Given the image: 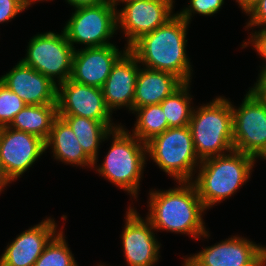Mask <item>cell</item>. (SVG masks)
<instances>
[{
	"mask_svg": "<svg viewBox=\"0 0 266 266\" xmlns=\"http://www.w3.org/2000/svg\"><path fill=\"white\" fill-rule=\"evenodd\" d=\"M189 23L177 13L163 26L143 35L128 50L143 67L168 72L191 83L192 66L186 54Z\"/></svg>",
	"mask_w": 266,
	"mask_h": 266,
	"instance_id": "obj_1",
	"label": "cell"
},
{
	"mask_svg": "<svg viewBox=\"0 0 266 266\" xmlns=\"http://www.w3.org/2000/svg\"><path fill=\"white\" fill-rule=\"evenodd\" d=\"M178 187L149 192L147 219L156 231L192 236L195 240L210 235L203 214L206 211L192 182H178Z\"/></svg>",
	"mask_w": 266,
	"mask_h": 266,
	"instance_id": "obj_2",
	"label": "cell"
},
{
	"mask_svg": "<svg viewBox=\"0 0 266 266\" xmlns=\"http://www.w3.org/2000/svg\"><path fill=\"white\" fill-rule=\"evenodd\" d=\"M255 159L233 149L229 154L201 160L197 178L191 182L206 210L231 197L251 178Z\"/></svg>",
	"mask_w": 266,
	"mask_h": 266,
	"instance_id": "obj_3",
	"label": "cell"
},
{
	"mask_svg": "<svg viewBox=\"0 0 266 266\" xmlns=\"http://www.w3.org/2000/svg\"><path fill=\"white\" fill-rule=\"evenodd\" d=\"M192 111L189 127L200 160L220 156L234 149L231 102L219 96Z\"/></svg>",
	"mask_w": 266,
	"mask_h": 266,
	"instance_id": "obj_4",
	"label": "cell"
},
{
	"mask_svg": "<svg viewBox=\"0 0 266 266\" xmlns=\"http://www.w3.org/2000/svg\"><path fill=\"white\" fill-rule=\"evenodd\" d=\"M123 127L121 125L111 131V148L103 163L93 165V168L96 167L99 175L136 199L147 159L146 143Z\"/></svg>",
	"mask_w": 266,
	"mask_h": 266,
	"instance_id": "obj_5",
	"label": "cell"
},
{
	"mask_svg": "<svg viewBox=\"0 0 266 266\" xmlns=\"http://www.w3.org/2000/svg\"><path fill=\"white\" fill-rule=\"evenodd\" d=\"M147 155L177 182H191L201 160L196 155L189 125L168 128L146 143ZM194 172V173H193Z\"/></svg>",
	"mask_w": 266,
	"mask_h": 266,
	"instance_id": "obj_6",
	"label": "cell"
},
{
	"mask_svg": "<svg viewBox=\"0 0 266 266\" xmlns=\"http://www.w3.org/2000/svg\"><path fill=\"white\" fill-rule=\"evenodd\" d=\"M22 62L48 77L57 86L70 78L74 48L64 31L46 32L30 39ZM57 79V80H56Z\"/></svg>",
	"mask_w": 266,
	"mask_h": 266,
	"instance_id": "obj_7",
	"label": "cell"
},
{
	"mask_svg": "<svg viewBox=\"0 0 266 266\" xmlns=\"http://www.w3.org/2000/svg\"><path fill=\"white\" fill-rule=\"evenodd\" d=\"M117 29V7L112 0L92 6L75 8L63 31L74 50L75 44L100 47L110 43Z\"/></svg>",
	"mask_w": 266,
	"mask_h": 266,
	"instance_id": "obj_8",
	"label": "cell"
},
{
	"mask_svg": "<svg viewBox=\"0 0 266 266\" xmlns=\"http://www.w3.org/2000/svg\"><path fill=\"white\" fill-rule=\"evenodd\" d=\"M233 114L234 150L259 158L266 150V103L249 89Z\"/></svg>",
	"mask_w": 266,
	"mask_h": 266,
	"instance_id": "obj_9",
	"label": "cell"
},
{
	"mask_svg": "<svg viewBox=\"0 0 266 266\" xmlns=\"http://www.w3.org/2000/svg\"><path fill=\"white\" fill-rule=\"evenodd\" d=\"M183 266H266V247L233 236L184 257Z\"/></svg>",
	"mask_w": 266,
	"mask_h": 266,
	"instance_id": "obj_10",
	"label": "cell"
},
{
	"mask_svg": "<svg viewBox=\"0 0 266 266\" xmlns=\"http://www.w3.org/2000/svg\"><path fill=\"white\" fill-rule=\"evenodd\" d=\"M174 0L132 1L117 10V29L126 35L127 48L145 34L163 26L173 14Z\"/></svg>",
	"mask_w": 266,
	"mask_h": 266,
	"instance_id": "obj_11",
	"label": "cell"
},
{
	"mask_svg": "<svg viewBox=\"0 0 266 266\" xmlns=\"http://www.w3.org/2000/svg\"><path fill=\"white\" fill-rule=\"evenodd\" d=\"M57 111L58 115L85 117L101 121L105 125H114L102 89L70 78L57 86Z\"/></svg>",
	"mask_w": 266,
	"mask_h": 266,
	"instance_id": "obj_12",
	"label": "cell"
},
{
	"mask_svg": "<svg viewBox=\"0 0 266 266\" xmlns=\"http://www.w3.org/2000/svg\"><path fill=\"white\" fill-rule=\"evenodd\" d=\"M45 151L41 138L8 126L0 127V164L12 181L32 167Z\"/></svg>",
	"mask_w": 266,
	"mask_h": 266,
	"instance_id": "obj_13",
	"label": "cell"
},
{
	"mask_svg": "<svg viewBox=\"0 0 266 266\" xmlns=\"http://www.w3.org/2000/svg\"><path fill=\"white\" fill-rule=\"evenodd\" d=\"M128 208L121 235L126 263L128 266H155L160 257L161 246L155 237V229L133 207Z\"/></svg>",
	"mask_w": 266,
	"mask_h": 266,
	"instance_id": "obj_14",
	"label": "cell"
},
{
	"mask_svg": "<svg viewBox=\"0 0 266 266\" xmlns=\"http://www.w3.org/2000/svg\"><path fill=\"white\" fill-rule=\"evenodd\" d=\"M127 50L125 46L123 51H119L114 44L75 49L70 79L88 86L102 88L113 65Z\"/></svg>",
	"mask_w": 266,
	"mask_h": 266,
	"instance_id": "obj_15",
	"label": "cell"
},
{
	"mask_svg": "<svg viewBox=\"0 0 266 266\" xmlns=\"http://www.w3.org/2000/svg\"><path fill=\"white\" fill-rule=\"evenodd\" d=\"M58 232L56 222L50 217L23 231L8 243L0 256V266H34L45 246Z\"/></svg>",
	"mask_w": 266,
	"mask_h": 266,
	"instance_id": "obj_16",
	"label": "cell"
},
{
	"mask_svg": "<svg viewBox=\"0 0 266 266\" xmlns=\"http://www.w3.org/2000/svg\"><path fill=\"white\" fill-rule=\"evenodd\" d=\"M0 81L26 105L57 104V85L21 59Z\"/></svg>",
	"mask_w": 266,
	"mask_h": 266,
	"instance_id": "obj_17",
	"label": "cell"
},
{
	"mask_svg": "<svg viewBox=\"0 0 266 266\" xmlns=\"http://www.w3.org/2000/svg\"><path fill=\"white\" fill-rule=\"evenodd\" d=\"M139 64L136 57L127 50L113 65L101 88L105 104L111 113L113 109L115 111L123 107L133 111L136 81L141 67Z\"/></svg>",
	"mask_w": 266,
	"mask_h": 266,
	"instance_id": "obj_18",
	"label": "cell"
},
{
	"mask_svg": "<svg viewBox=\"0 0 266 266\" xmlns=\"http://www.w3.org/2000/svg\"><path fill=\"white\" fill-rule=\"evenodd\" d=\"M182 84L183 82L174 74L140 67L135 87L133 112L146 105L160 104Z\"/></svg>",
	"mask_w": 266,
	"mask_h": 266,
	"instance_id": "obj_19",
	"label": "cell"
},
{
	"mask_svg": "<svg viewBox=\"0 0 266 266\" xmlns=\"http://www.w3.org/2000/svg\"><path fill=\"white\" fill-rule=\"evenodd\" d=\"M52 148L54 159L80 167H93L94 161L84 152L69 124L57 116L52 124L45 150Z\"/></svg>",
	"mask_w": 266,
	"mask_h": 266,
	"instance_id": "obj_20",
	"label": "cell"
},
{
	"mask_svg": "<svg viewBox=\"0 0 266 266\" xmlns=\"http://www.w3.org/2000/svg\"><path fill=\"white\" fill-rule=\"evenodd\" d=\"M71 127L84 152L94 161L98 160V148L102 141L111 137V131L120 125H105L101 121L73 115H58Z\"/></svg>",
	"mask_w": 266,
	"mask_h": 266,
	"instance_id": "obj_21",
	"label": "cell"
},
{
	"mask_svg": "<svg viewBox=\"0 0 266 266\" xmlns=\"http://www.w3.org/2000/svg\"><path fill=\"white\" fill-rule=\"evenodd\" d=\"M57 116V104L26 105L8 127L35 135L45 142Z\"/></svg>",
	"mask_w": 266,
	"mask_h": 266,
	"instance_id": "obj_22",
	"label": "cell"
},
{
	"mask_svg": "<svg viewBox=\"0 0 266 266\" xmlns=\"http://www.w3.org/2000/svg\"><path fill=\"white\" fill-rule=\"evenodd\" d=\"M189 85H191L190 82L183 83L160 103L169 128L189 125L194 108L191 106Z\"/></svg>",
	"mask_w": 266,
	"mask_h": 266,
	"instance_id": "obj_23",
	"label": "cell"
},
{
	"mask_svg": "<svg viewBox=\"0 0 266 266\" xmlns=\"http://www.w3.org/2000/svg\"><path fill=\"white\" fill-rule=\"evenodd\" d=\"M132 113L137 116L132 134L144 143L169 128L160 104L146 105Z\"/></svg>",
	"mask_w": 266,
	"mask_h": 266,
	"instance_id": "obj_24",
	"label": "cell"
},
{
	"mask_svg": "<svg viewBox=\"0 0 266 266\" xmlns=\"http://www.w3.org/2000/svg\"><path fill=\"white\" fill-rule=\"evenodd\" d=\"M62 230L45 246L34 266H78Z\"/></svg>",
	"mask_w": 266,
	"mask_h": 266,
	"instance_id": "obj_25",
	"label": "cell"
},
{
	"mask_svg": "<svg viewBox=\"0 0 266 266\" xmlns=\"http://www.w3.org/2000/svg\"><path fill=\"white\" fill-rule=\"evenodd\" d=\"M26 104L0 81V127L9 126Z\"/></svg>",
	"mask_w": 266,
	"mask_h": 266,
	"instance_id": "obj_26",
	"label": "cell"
},
{
	"mask_svg": "<svg viewBox=\"0 0 266 266\" xmlns=\"http://www.w3.org/2000/svg\"><path fill=\"white\" fill-rule=\"evenodd\" d=\"M189 4L188 7H184L183 10L179 13L177 12V14L190 24L191 17L194 16V13L212 16L221 9L224 0H190Z\"/></svg>",
	"mask_w": 266,
	"mask_h": 266,
	"instance_id": "obj_27",
	"label": "cell"
},
{
	"mask_svg": "<svg viewBox=\"0 0 266 266\" xmlns=\"http://www.w3.org/2000/svg\"><path fill=\"white\" fill-rule=\"evenodd\" d=\"M27 8L24 0H0V23L11 21Z\"/></svg>",
	"mask_w": 266,
	"mask_h": 266,
	"instance_id": "obj_28",
	"label": "cell"
},
{
	"mask_svg": "<svg viewBox=\"0 0 266 266\" xmlns=\"http://www.w3.org/2000/svg\"><path fill=\"white\" fill-rule=\"evenodd\" d=\"M254 33L250 34V38L247 42L243 41L242 48L252 44L251 46L254 47V49L257 51L259 56L264 59L265 65L263 64L260 68H262L260 71L266 70V27H262L259 31H252Z\"/></svg>",
	"mask_w": 266,
	"mask_h": 266,
	"instance_id": "obj_29",
	"label": "cell"
},
{
	"mask_svg": "<svg viewBox=\"0 0 266 266\" xmlns=\"http://www.w3.org/2000/svg\"><path fill=\"white\" fill-rule=\"evenodd\" d=\"M246 15L250 16V20L247 22L245 28L253 29L255 26L262 28L266 27V0H258L254 6L246 13ZM253 27V28H252Z\"/></svg>",
	"mask_w": 266,
	"mask_h": 266,
	"instance_id": "obj_30",
	"label": "cell"
},
{
	"mask_svg": "<svg viewBox=\"0 0 266 266\" xmlns=\"http://www.w3.org/2000/svg\"><path fill=\"white\" fill-rule=\"evenodd\" d=\"M250 89L266 103V70L260 71L256 83Z\"/></svg>",
	"mask_w": 266,
	"mask_h": 266,
	"instance_id": "obj_31",
	"label": "cell"
},
{
	"mask_svg": "<svg viewBox=\"0 0 266 266\" xmlns=\"http://www.w3.org/2000/svg\"><path fill=\"white\" fill-rule=\"evenodd\" d=\"M65 1L68 2V4L73 6L75 9L79 7L92 6L100 3H105L109 0H65Z\"/></svg>",
	"mask_w": 266,
	"mask_h": 266,
	"instance_id": "obj_32",
	"label": "cell"
},
{
	"mask_svg": "<svg viewBox=\"0 0 266 266\" xmlns=\"http://www.w3.org/2000/svg\"><path fill=\"white\" fill-rule=\"evenodd\" d=\"M10 183H12V180L5 174V171L0 164V192Z\"/></svg>",
	"mask_w": 266,
	"mask_h": 266,
	"instance_id": "obj_33",
	"label": "cell"
},
{
	"mask_svg": "<svg viewBox=\"0 0 266 266\" xmlns=\"http://www.w3.org/2000/svg\"><path fill=\"white\" fill-rule=\"evenodd\" d=\"M258 0H236L244 13H247Z\"/></svg>",
	"mask_w": 266,
	"mask_h": 266,
	"instance_id": "obj_34",
	"label": "cell"
},
{
	"mask_svg": "<svg viewBox=\"0 0 266 266\" xmlns=\"http://www.w3.org/2000/svg\"><path fill=\"white\" fill-rule=\"evenodd\" d=\"M132 1H144V0H112L113 4L115 5V7L118 5V3H121L122 4L124 3H129V2H132ZM145 1H151V0H145Z\"/></svg>",
	"mask_w": 266,
	"mask_h": 266,
	"instance_id": "obj_35",
	"label": "cell"
},
{
	"mask_svg": "<svg viewBox=\"0 0 266 266\" xmlns=\"http://www.w3.org/2000/svg\"><path fill=\"white\" fill-rule=\"evenodd\" d=\"M35 1L36 2L38 1L39 2V1H44V0H25L26 6L27 7H30V5H32L33 3H35ZM45 1H48V0H45Z\"/></svg>",
	"mask_w": 266,
	"mask_h": 266,
	"instance_id": "obj_36",
	"label": "cell"
},
{
	"mask_svg": "<svg viewBox=\"0 0 266 266\" xmlns=\"http://www.w3.org/2000/svg\"><path fill=\"white\" fill-rule=\"evenodd\" d=\"M260 159H265L266 160V150L263 152V154L260 156Z\"/></svg>",
	"mask_w": 266,
	"mask_h": 266,
	"instance_id": "obj_37",
	"label": "cell"
}]
</instances>
